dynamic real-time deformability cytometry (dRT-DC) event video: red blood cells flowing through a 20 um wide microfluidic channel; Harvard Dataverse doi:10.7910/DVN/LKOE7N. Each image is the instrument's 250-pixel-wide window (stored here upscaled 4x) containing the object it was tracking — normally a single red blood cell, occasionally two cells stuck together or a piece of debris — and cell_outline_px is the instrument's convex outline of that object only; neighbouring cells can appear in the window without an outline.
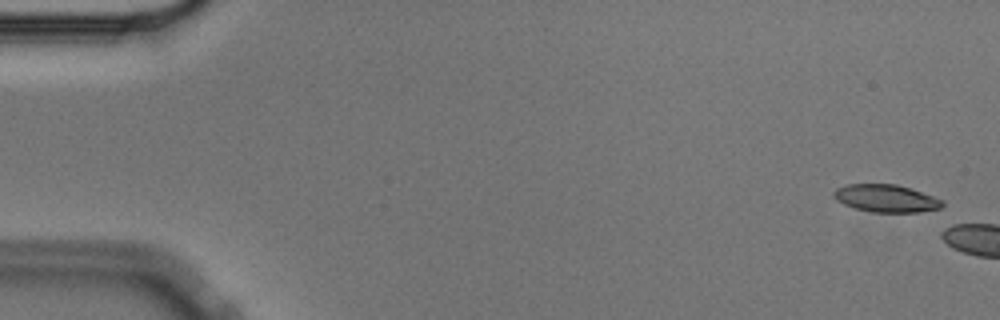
{"species": "Egyptian fruit bat (a non-hibernating species)", "species_latin": "Rousettus aegyptiacus", "temperature_condition": "cold", "stored_images_in_passage": 6, "camera_frame_rate_fps": 3000, "um_per_image_px": 0.085, "animal": {"sex": "male"}, "frame": {"image": 1, "passage_image": 2, "time_ms": 0.333, "image_size_px": [1000, 320], "cell_outline_px": [[944, 204], [940, 208], [920, 212], [872, 212], [856, 208], [844, 204], [836, 200], [832, 196], [832, 192], [836, 188], [848, 184], [896, 184], [944, 200]], "centroid_in_image_um": [75.29, 16.86], "position_along_channel_um": 9.7, "area_um2": 17.34}}